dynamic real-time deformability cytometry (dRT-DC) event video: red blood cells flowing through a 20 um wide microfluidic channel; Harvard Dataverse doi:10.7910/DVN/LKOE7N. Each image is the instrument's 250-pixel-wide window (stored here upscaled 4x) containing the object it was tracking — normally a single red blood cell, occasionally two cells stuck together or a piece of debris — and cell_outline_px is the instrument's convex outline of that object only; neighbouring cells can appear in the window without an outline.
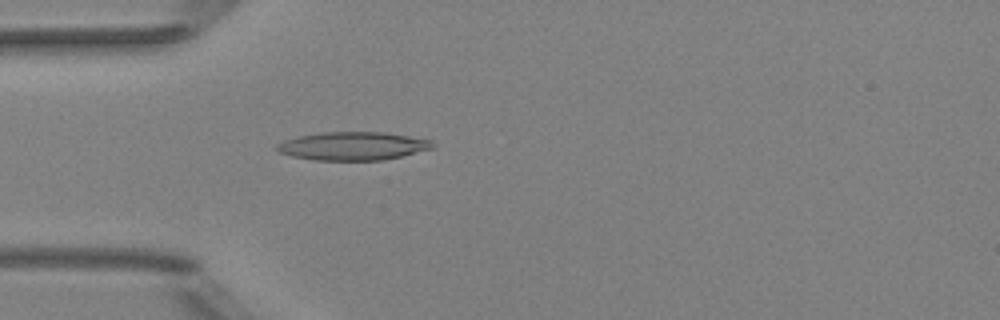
{"species": "Egyptian fruit bat (a non-hibernating species)", "species_latin": "Rousettus aegyptiacus", "temperature_condition": "room temperature", "stored_images_in_passage": 46, "camera_frame_rate_fps": 3000, "um_per_image_px": 0.085, "animal": {"sex": "female"}, "frame": {"image": 1, "passage_image": 10, "time_ms": 3.0, "image_size_px": [1000, 320], "cell_outline_px": [[436, 144], [432, 148], [400, 156], [380, 160], [316, 160], [292, 156], [280, 152], [276, 148], [276, 144], [284, 140], [300, 136], [320, 132], [384, 132], [432, 140]], "centroid_in_image_um": [29.99, 12.4], "position_along_channel_um": 55.0, "area_um2": 25.43}}
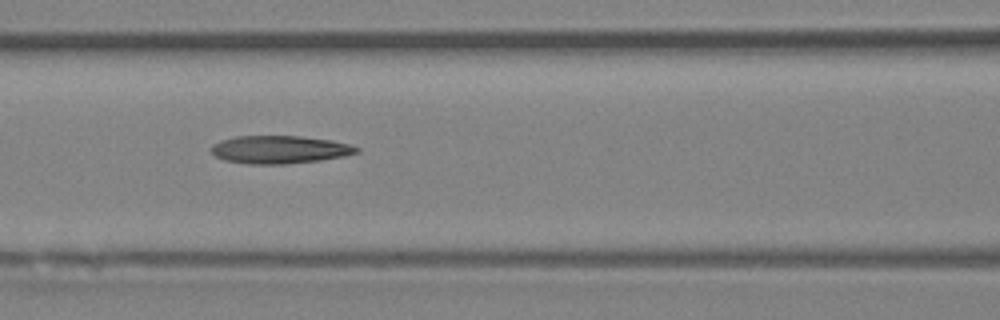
{"frame": {"image": 2, "passage_image": 17, "time_ms": 5.333, "image_size_px": [1000, 320], "cell_outline_px": [[360, 152], [344, 156], [320, 160], [284, 164], [248, 164], [224, 160], [216, 156], [208, 148], [212, 144], [220, 140], [236, 136], [300, 136], [332, 140], [348, 144], [360, 148]], "centroid_in_image_um": [23.74, 12.71], "position_along_channel_um": 142.9, "area_um2": 23.76}}
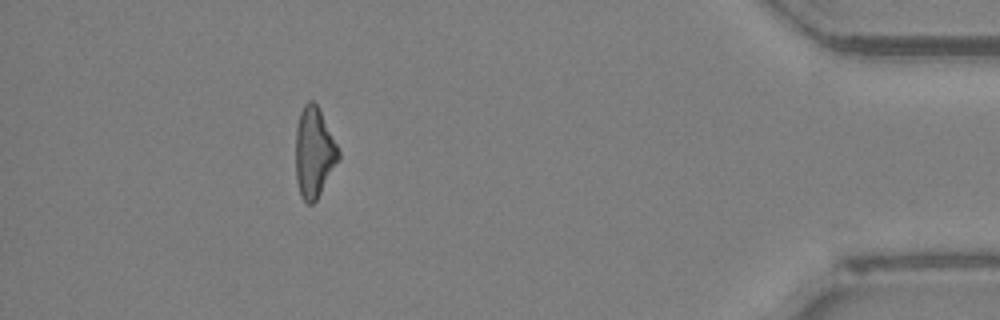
{"frame": {"image": 3, "passage_image": 41, "time_ms": 13.333, "image_size_px": [1000, 320], "cell_outline_px": [[340, 160], [316, 200], [312, 204], [308, 204], [300, 196], [296, 180], [296, 128], [300, 112], [304, 104], [308, 100], [312, 100], [316, 104], [340, 152]], "centroid_in_image_um": [26.68, 12.99], "position_along_channel_um": 408.5, "area_um2": 22.37}, "authors_computed_cell_mechanics": {"area_um2": 23.2645, "velocity_mm_per_s": 4.0161, "shape_relaxation_time_tau1_ms": 11.3934, "shape_relaxation_time_tau2_ms": 5.5654, "deformation_change_tau1": 0.2838, "deformation_change_tau2": 0.1961}}